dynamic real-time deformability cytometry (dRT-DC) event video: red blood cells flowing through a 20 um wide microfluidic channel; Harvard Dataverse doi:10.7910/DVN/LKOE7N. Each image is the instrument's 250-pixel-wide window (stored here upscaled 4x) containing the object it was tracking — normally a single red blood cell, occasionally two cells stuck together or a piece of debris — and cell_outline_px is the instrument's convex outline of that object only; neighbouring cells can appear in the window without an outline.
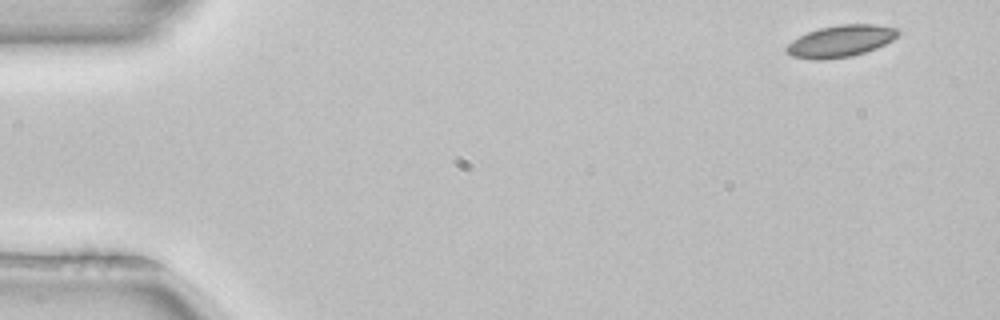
{"species": "common noctule bat (a hibernating species)", "species_latin": "Nyctalus noctula", "temperature_condition": "room temperature", "stored_images_in_passage": 5, "camera_frame_rate_fps": 3000, "um_per_image_px": 0.085, "animal": {"sex": "female", "body_mass_g": 22.7, "forearm_length_mm": 54.2}, "frame": {"image": 1, "passage_image": 1, "time_ms": 0.0, "image_size_px": [1000, 320], "cell_outline_px": [[900, 32], [892, 40], [876, 48], [852, 56], [824, 60], [812, 60], [792, 56], [784, 52], [784, 48], [792, 40], [808, 32], [820, 28], [840, 24], [876, 24], [900, 28]], "centroid_in_image_um": [71.44, 3.5], "position_along_channel_um": 13.6, "area_um2": 20.81}}
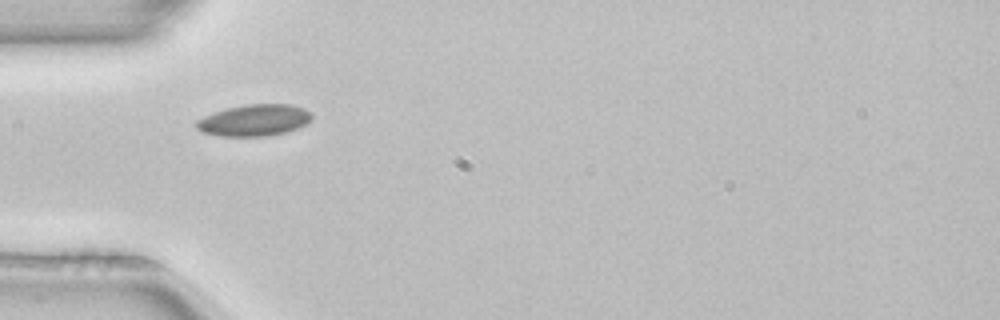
{"frame": {"image": 2, "passage_image": 4, "time_ms": 1.0, "image_size_px": [1000, 320], "cell_outline_px": [[312, 120], [296, 128], [284, 132], [264, 136], [220, 136], [200, 132], [196, 128], [196, 120], [204, 116], [228, 108], [248, 104], [292, 104], [304, 108], [312, 116]], "centroid_in_image_um": [21.58, 10.22], "position_along_channel_um": 63.4, "area_um2": 21.04}}